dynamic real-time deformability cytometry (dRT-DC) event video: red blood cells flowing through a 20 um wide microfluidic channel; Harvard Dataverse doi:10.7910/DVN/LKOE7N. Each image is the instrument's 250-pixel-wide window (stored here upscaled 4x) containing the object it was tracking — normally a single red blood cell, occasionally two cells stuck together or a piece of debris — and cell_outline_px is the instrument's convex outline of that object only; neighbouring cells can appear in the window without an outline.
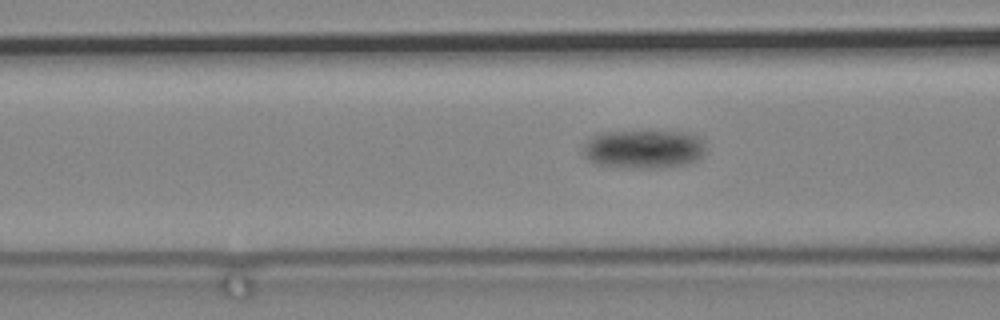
{"species": "common noctule bat (a hibernating species)", "species_latin": "Nyctalus noctula", "temperature_condition": "cold", "stored_images_in_passage": 30, "camera_frame_rate_fps": 3000, "um_per_image_px": 0.085, "animal": {"sex": "male", "body_mass_g": 19.2, "forearm_length_mm": 51.8}, "frame": {"image": 1, "passage_image": 22, "time_ms": 7.0, "image_size_px": [1000, 320], "cell_outline_px": [[704, 156], [696, 160], [684, 164], [664, 168], [636, 168], [592, 164], [580, 152], [580, 148], [592, 136], [604, 132], [688, 132], [704, 140]], "centroid_in_image_um": [54.67, 12.69], "position_along_channel_um": 111.9, "area_um2": 27.86}}
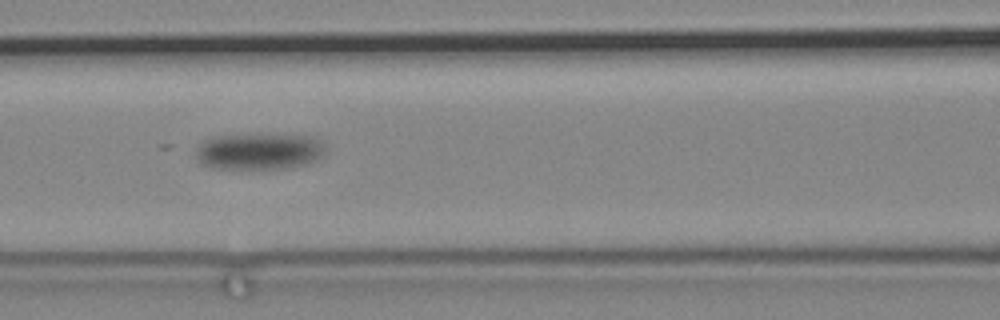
{"frame": {"image": 2, "passage_image": 26, "time_ms": 8.333, "image_size_px": [1000, 320], "cell_outline_px": [[324, 156], [316, 160], [304, 164], [280, 168], [220, 168], [200, 164], [196, 156], [196, 148], [204, 140], [212, 136], [312, 136], [320, 140], [324, 152]], "centroid_in_image_um": [21.99, 12.88], "position_along_channel_um": 144.6, "area_um2": 26.65}}
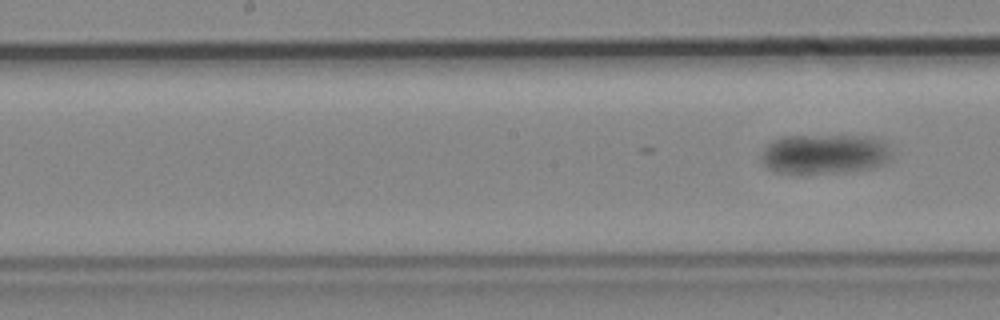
{"frame": {"image": 3, "passage_image": 30, "time_ms": 9.667, "image_size_px": [1000, 320], "cell_outline_px": [[892, 160], [884, 164], [872, 168], [816, 172], [776, 172], [764, 164], [760, 160], [760, 156], [764, 148], [768, 144], [776, 140], [792, 136], [864, 136], [884, 140], [888, 144], [892, 152]], "centroid_in_image_um": [70.16, 13.06], "position_along_channel_um": 178.0, "area_um2": 29.65}}